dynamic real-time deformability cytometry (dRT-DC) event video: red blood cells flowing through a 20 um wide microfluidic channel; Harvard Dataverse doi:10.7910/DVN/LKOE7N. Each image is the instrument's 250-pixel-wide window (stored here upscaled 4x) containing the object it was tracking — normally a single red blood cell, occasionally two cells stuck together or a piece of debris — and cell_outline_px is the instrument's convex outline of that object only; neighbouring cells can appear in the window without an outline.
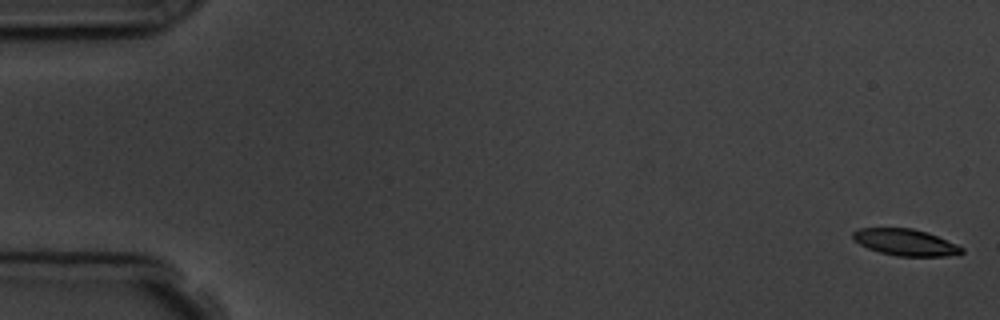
{"species": "common noctule bat (a hibernating species)", "species_latin": "Nyctalus noctula", "temperature_condition": "room temperature", "stored_images_in_passage": 4, "camera_frame_rate_fps": 3000, "um_per_image_px": 0.085, "animal": {"sex": "male", "body_mass_g": 19.5, "forearm_length_mm": 54.6}, "frame": {"image": 1, "passage_image": 1, "time_ms": 0.0, "image_size_px": [1000, 320], "cell_outline_px": [[964, 252], [960, 256], [896, 256], [880, 252], [868, 248], [860, 244], [852, 236], [852, 232], [860, 228], [912, 228], [928, 232], [956, 244], [964, 248]], "centroid_in_image_um": [77.02, 20.6], "position_along_channel_um": 8.0, "area_um2": 16.94}}
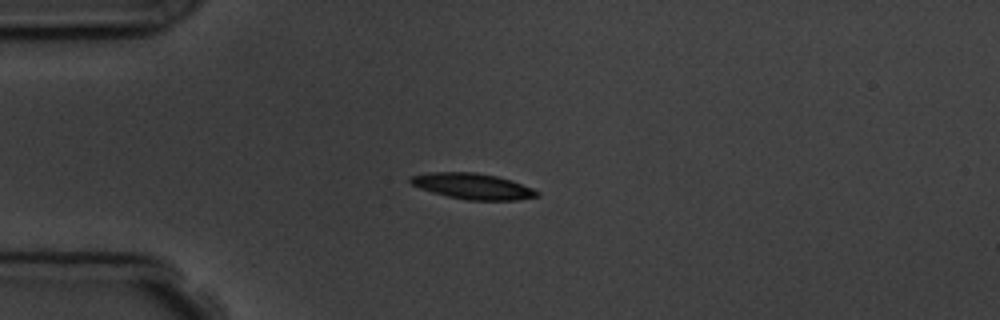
{"frame": {"image": 2, "passage_image": 4, "time_ms": 4.333, "image_size_px": [1000, 320], "cell_outline_px": [[540, 196], [516, 200], [468, 200], [448, 196], [432, 192], [420, 188], [412, 184], [408, 180], [408, 176], [428, 172], [476, 172], [496, 176], [532, 188], [540, 192]], "centroid_in_image_um": [40.14, 15.82], "position_along_channel_um": 44.9, "area_um2": 18.96}}